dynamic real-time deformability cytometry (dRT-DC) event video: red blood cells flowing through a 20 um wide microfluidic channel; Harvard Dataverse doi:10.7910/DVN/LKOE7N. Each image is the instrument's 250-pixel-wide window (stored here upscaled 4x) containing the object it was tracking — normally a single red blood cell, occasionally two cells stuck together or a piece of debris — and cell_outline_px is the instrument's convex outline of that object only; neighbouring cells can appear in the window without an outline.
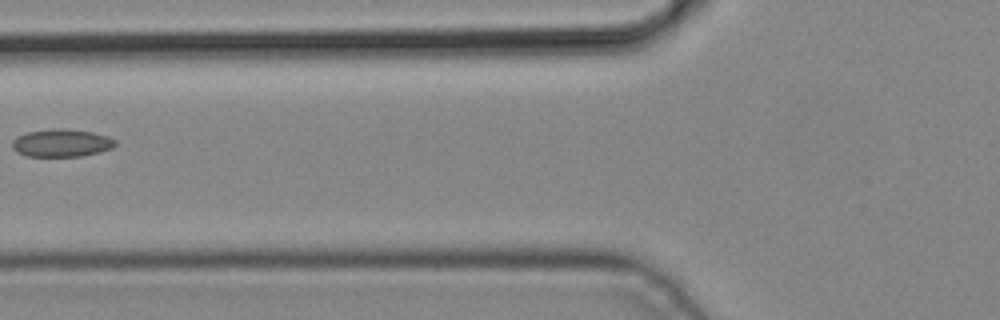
{"species": "common noctule bat (a hibernating species)", "species_latin": "Nyctalus noctula", "temperature_condition": "cold", "stored_images_in_passage": 2, "camera_frame_rate_fps": 3000, "um_per_image_px": 0.085, "animal": {"sex": "male", "body_mass_g": 19.2, "forearm_length_mm": 51.8}, "frame": {"image": 1, "passage_image": 2, "time_ms": 0.333, "image_size_px": [1000, 320], "cell_outline_px": [[116, 144], [112, 148], [100, 152], [80, 156], [28, 156], [16, 152], [12, 148], [12, 140], [16, 136], [28, 132], [52, 128], [64, 128], [92, 132], [108, 136], [116, 140]], "centroid_in_image_um": [5.22, 12.14], "position_along_channel_um": 120.6, "area_um2": 16.76}}